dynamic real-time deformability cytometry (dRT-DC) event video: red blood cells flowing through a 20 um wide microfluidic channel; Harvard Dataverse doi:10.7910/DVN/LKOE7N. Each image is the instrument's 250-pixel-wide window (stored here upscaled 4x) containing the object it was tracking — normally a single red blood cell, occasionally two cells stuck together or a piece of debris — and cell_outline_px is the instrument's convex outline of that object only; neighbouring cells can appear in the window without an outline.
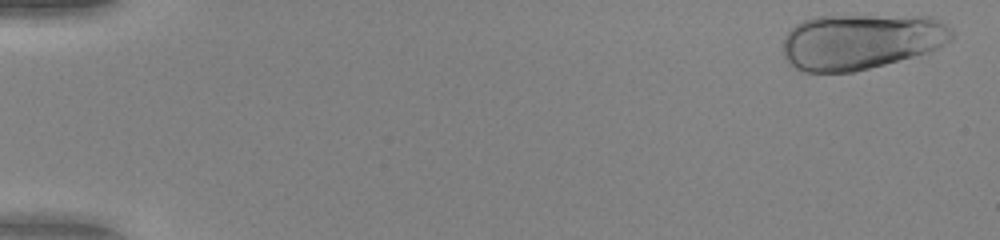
{"species": "human", "species_latin": "Homo sapiens", "temperature_condition": "warm", "stored_images_in_passage": 51, "camera_frame_rate_fps": 3000, "um_per_image_px": 0.085, "donor": {"sex": "female"}, "frame": {"image": 1, "passage_image": 2, "time_ms": 0.333, "image_size_px": [1000, 240], "cell_outline_px": [[952, 36], [944, 44], [928, 52], [884, 64], [852, 72], [804, 72], [796, 68], [784, 56], [784, 36], [796, 24], [804, 20], [816, 16], [932, 16], [940, 20], [952, 28]], "centroid_in_image_um": [73.18, 3.51], "position_along_channel_um": 11.8, "area_um2": 54.45}}
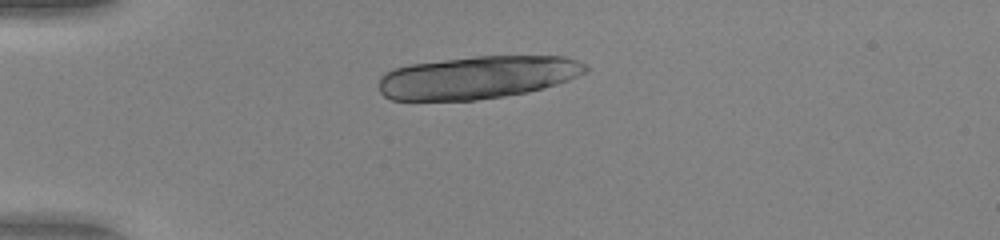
{"frame": {"image": 2, "passage_image": 14, "time_ms": 4.333, "image_size_px": [1000, 240], "cell_outline_px": [[588, 68], [584, 72], [568, 80], [556, 84], [528, 92], [504, 96], [476, 100], [392, 100], [384, 96], [380, 92], [380, 76], [384, 72], [396, 68], [412, 64], [476, 56], [564, 56], [576, 60], [584, 64]], "centroid_in_image_um": [40.57, 6.58], "position_along_channel_um": 44.4, "area_um2": 51.21}}